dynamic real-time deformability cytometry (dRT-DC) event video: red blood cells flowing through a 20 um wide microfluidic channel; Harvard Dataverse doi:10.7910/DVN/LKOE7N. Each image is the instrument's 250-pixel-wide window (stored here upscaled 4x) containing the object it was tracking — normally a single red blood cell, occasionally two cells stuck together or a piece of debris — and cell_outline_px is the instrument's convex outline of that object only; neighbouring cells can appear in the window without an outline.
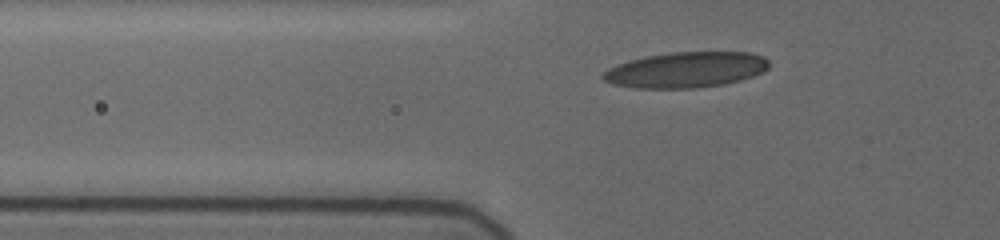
{"species": "human", "species_latin": "Homo sapiens", "temperature_condition": "cold", "stored_images_in_passage": 23, "camera_frame_rate_fps": 3000, "um_per_image_px": 0.085, "donor": {"sex": "female"}, "frame": {"image": 1, "passage_image": 14, "time_ms": 3.333, "image_size_px": [1000, 240], "cell_outline_px": [[768, 68], [752, 76], [740, 80], [724, 84], [696, 88], [636, 88], [612, 84], [604, 80], [600, 76], [608, 68], [632, 60], [648, 56], [672, 52], [748, 52], [764, 56], [768, 60]], "centroid_in_image_um": [58.31, 5.94], "position_along_channel_um": 67.5, "area_um2": 34.22}}
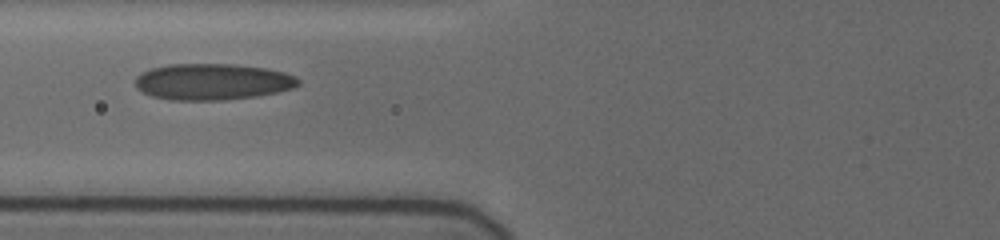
{"frame": {"image": 2, "passage_image": 22, "time_ms": 4.667, "image_size_px": [1000, 240], "cell_outline_px": [[300, 84], [292, 88], [276, 92], [256, 96], [224, 100], [172, 100], [152, 96], [136, 88], [136, 76], [152, 68], [168, 64], [236, 64], [264, 68], [284, 72], [296, 76], [300, 80]], "centroid_in_image_um": [18.07, 6.95], "position_along_channel_um": 107.7, "area_um2": 34.45}}